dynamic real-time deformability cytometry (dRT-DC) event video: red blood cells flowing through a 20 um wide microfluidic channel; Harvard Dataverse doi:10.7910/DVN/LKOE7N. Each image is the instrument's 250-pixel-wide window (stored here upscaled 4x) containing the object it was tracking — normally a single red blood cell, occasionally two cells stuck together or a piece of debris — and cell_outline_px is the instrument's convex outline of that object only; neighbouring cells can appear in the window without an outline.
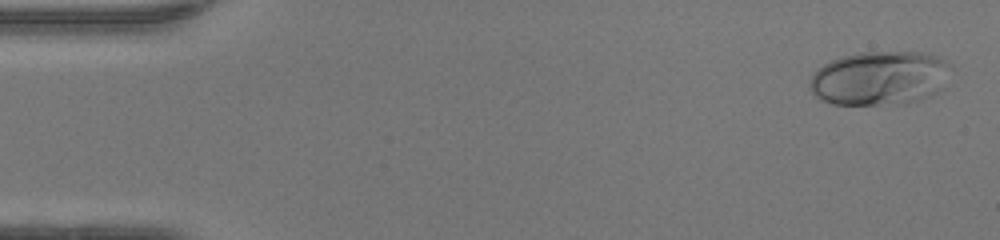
{"species": "human", "species_latin": "Homo sapiens", "temperature_condition": "warm", "stored_images_in_passage": 48, "camera_frame_rate_fps": 3000, "um_per_image_px": 0.085, "donor": {"sex": "female"}, "frame": {"image": 1, "passage_image": 2, "time_ms": 0.333, "image_size_px": [1000, 240], "cell_outline_px": [[952, 68], [944, 88], [932, 96], [908, 104], [832, 104], [820, 100], [812, 92], [808, 84], [812, 76], [824, 64], [840, 56], [860, 52], [924, 52], [940, 56]], "centroid_in_image_um": [74.83, 6.65], "position_along_channel_um": 10.2, "area_um2": 45.08}}
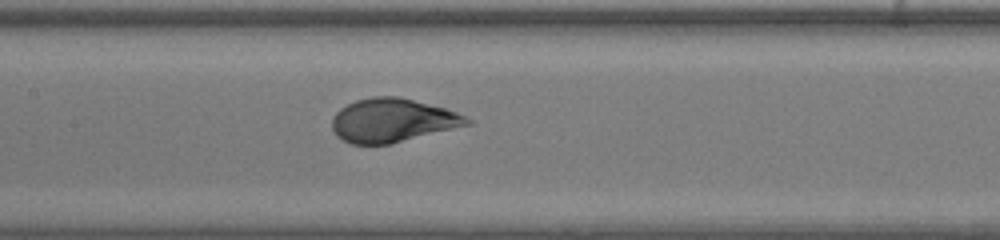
{"frame": {"image": 2, "passage_image": 23, "time_ms": 7.333, "image_size_px": [1000, 240], "cell_outline_px": [[472, 124], [388, 144], [352, 144], [336, 136], [332, 128], [332, 120], [336, 112], [340, 108], [356, 100], [372, 96], [396, 96], [444, 108], [456, 112], [472, 120]], "centroid_in_image_um": [33.33, 10.23], "position_along_channel_um": 174.1, "area_um2": 33.93}}
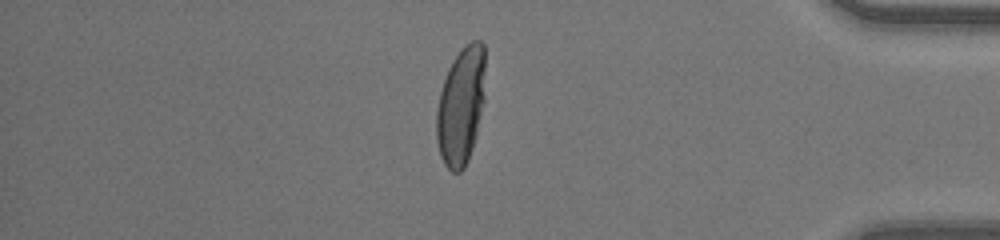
{"frame": {"image": 3, "passage_image": 41, "time_ms": 13.333, "image_size_px": [1000, 240], "cell_outline_px": [[484, 100], [476, 136], [468, 160], [464, 168], [460, 172], [452, 172], [444, 164], [440, 156], [436, 140], [436, 112], [440, 92], [448, 68], [452, 60], [472, 40], [480, 40], [484, 44]], "centroid_in_image_um": [39.17, 9.04], "position_along_channel_um": 396.0, "area_um2": 33.41}, "authors_computed_cell_mechanics": {"area_um2": 34.5066, "velocity_mm_per_s": 4.2654, "shape_relaxation_time_tau1_ms": 4.9826, "shape_relaxation_time_tau2_ms": null, "deformation_change_tau1": 0.2646, "deformation_change_tau2": null}}